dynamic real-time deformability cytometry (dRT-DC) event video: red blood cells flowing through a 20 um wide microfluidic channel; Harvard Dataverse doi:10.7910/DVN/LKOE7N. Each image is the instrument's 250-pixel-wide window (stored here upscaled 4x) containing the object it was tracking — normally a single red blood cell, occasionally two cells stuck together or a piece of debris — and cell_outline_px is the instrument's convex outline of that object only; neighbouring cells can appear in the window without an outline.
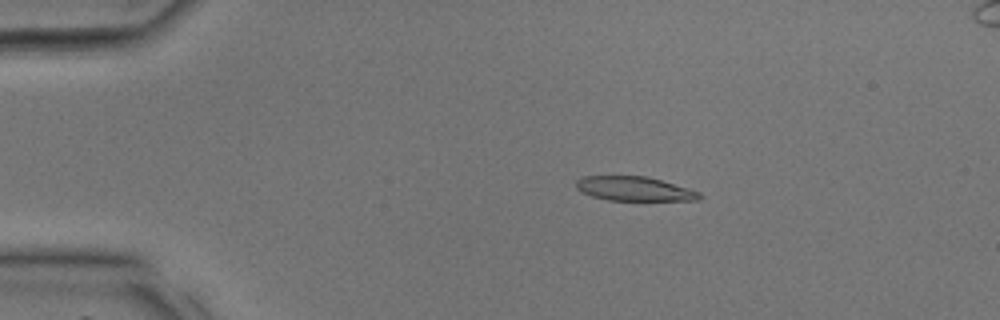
{"species": "common noctule bat (a hibernating species)", "species_latin": "Nyctalus noctula", "temperature_condition": "room temperature", "stored_images_in_passage": 36, "camera_frame_rate_fps": 3000, "um_per_image_px": 0.085, "animal": {"sex": "male", "body_mass_g": 17.9, "forearm_length_mm": 54.2}, "frame": {"image": 1, "passage_image": 7, "time_ms": 2.0, "image_size_px": [1000, 320], "cell_outline_px": [[704, 196], [696, 200], [608, 200], [592, 196], [576, 188], [576, 180], [584, 176], [644, 176], [660, 180], [688, 188], [700, 192]], "centroid_in_image_um": [53.92, 16.04], "position_along_channel_um": 31.1, "area_um2": 17.22}}
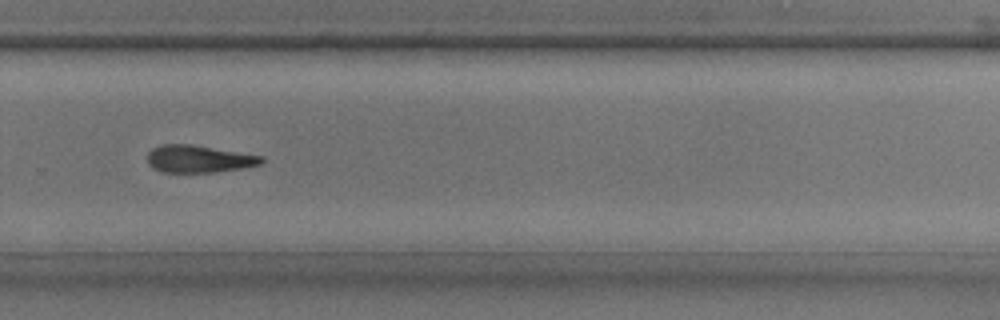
{"frame": {"image": 2, "passage_image": 25, "time_ms": 8.0, "image_size_px": [1000, 320], "cell_outline_px": [[264, 160], [260, 164], [240, 168], [212, 172], [160, 172], [152, 168], [148, 164], [148, 152], [152, 148], [160, 144], [192, 144], [264, 156]], "centroid_in_image_um": [16.86, 13.5], "position_along_channel_um": 312.9, "area_um2": 18.21}}
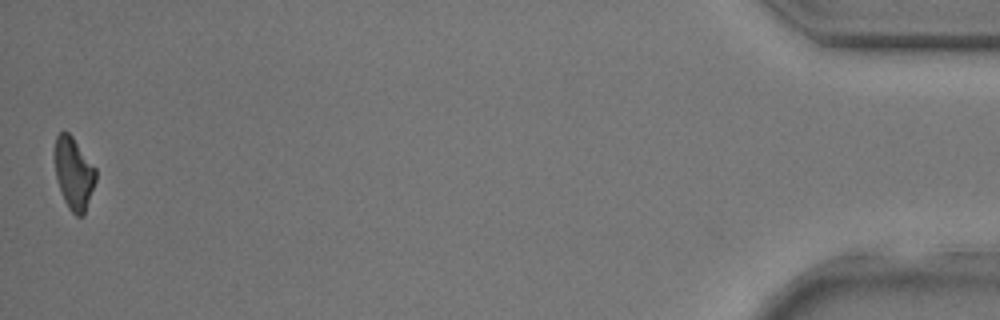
{"frame": {"image": 3, "passage_image": 36, "time_ms": 11.667, "image_size_px": [1000, 320], "cell_outline_px": [[96, 180], [84, 216], [76, 216], [68, 208], [64, 200], [56, 176], [52, 156], [52, 152], [56, 136], [60, 132], [68, 132], [72, 136], [96, 168]], "centroid_in_image_um": [6.24, 14.71], "position_along_channel_um": 429.0, "area_um2": 17.57}}